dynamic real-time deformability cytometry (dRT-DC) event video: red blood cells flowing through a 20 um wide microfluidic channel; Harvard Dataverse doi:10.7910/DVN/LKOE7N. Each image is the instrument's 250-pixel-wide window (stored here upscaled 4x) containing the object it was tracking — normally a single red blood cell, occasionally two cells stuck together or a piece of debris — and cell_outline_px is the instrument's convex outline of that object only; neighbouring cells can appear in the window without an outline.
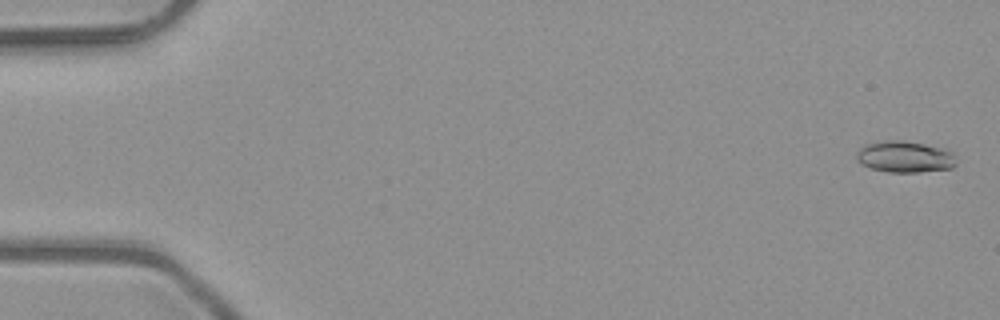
{"species": "common noctule bat (a hibernating species)", "species_latin": "Nyctalus noctula", "temperature_condition": "room temperature", "stored_images_in_passage": 5, "camera_frame_rate_fps": 3000, "um_per_image_px": 0.085, "animal": {"sex": "male", "body_mass_g": 23.1, "forearm_length_mm": 52.7}, "frame": {"image": 1, "passage_image": 1, "time_ms": 0.0, "image_size_px": [1000, 320], "cell_outline_px": [[956, 164], [952, 168], [920, 172], [888, 172], [872, 168], [856, 160], [856, 152], [864, 144], [880, 140], [904, 140], [944, 148], [952, 152], [956, 156]], "centroid_in_image_um": [76.92, 13.31], "position_along_channel_um": 8.1, "area_um2": 18.5}}
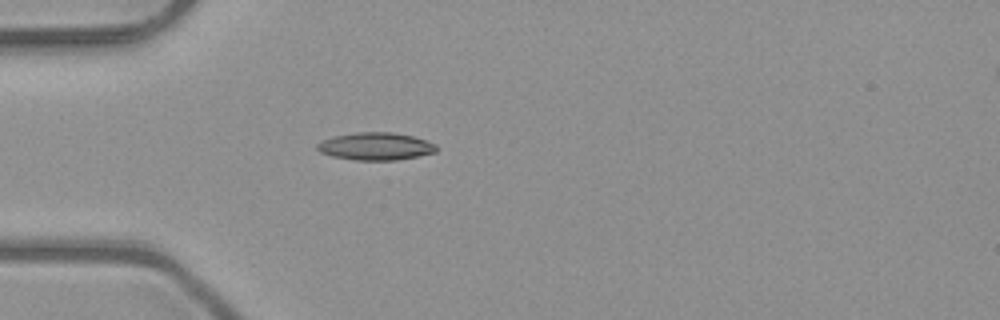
{"frame": {"image": 2, "passage_image": 5, "time_ms": 1.333, "image_size_px": [1000, 320], "cell_outline_px": [[436, 152], [396, 160], [356, 160], [332, 156], [320, 152], [316, 148], [316, 144], [332, 136], [356, 132], [392, 132], [412, 136], [436, 144]], "centroid_in_image_um": [31.9, 12.43], "position_along_channel_um": 53.1, "area_um2": 19.02}}